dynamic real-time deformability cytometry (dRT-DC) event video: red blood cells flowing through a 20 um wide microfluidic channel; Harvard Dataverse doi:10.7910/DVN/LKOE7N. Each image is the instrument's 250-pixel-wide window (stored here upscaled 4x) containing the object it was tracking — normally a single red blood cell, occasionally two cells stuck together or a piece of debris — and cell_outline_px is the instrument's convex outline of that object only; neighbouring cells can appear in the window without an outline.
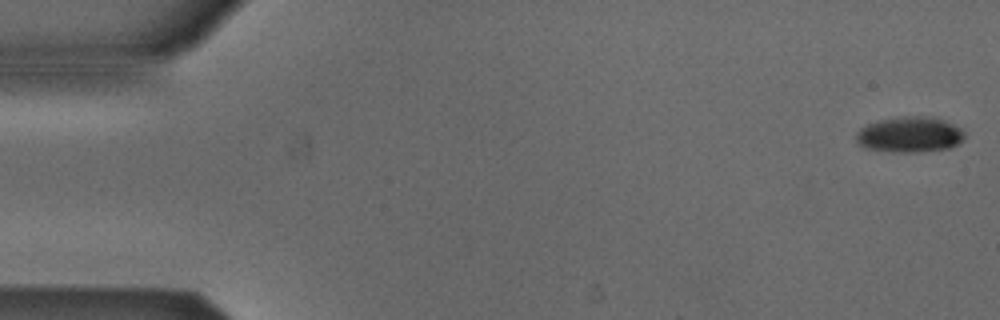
{"species": "Egyptian fruit bat (a non-hibernating species)", "species_latin": "Rousettus aegyptiacus", "temperature_condition": "cold", "stored_images_in_passage": 54, "segment_of_instrument_passage": [1, 2], "camera_frame_rate_fps": 3000, "um_per_image_px": 0.085, "animal": {"sex": "male"}, "frame": {"image": 1, "passage_image": 1, "time_ms": 0.0, "image_size_px": [1000, 320], "cell_outline_px": [[964, 140], [948, 148], [916, 152], [896, 152], [868, 148], [860, 144], [856, 140], [856, 132], [860, 128], [868, 124], [880, 120], [904, 116], [928, 116], [944, 120], [960, 128], [964, 132]], "centroid_in_image_um": [77.33, 11.43], "position_along_channel_um": 7.7, "area_um2": 22.25}}
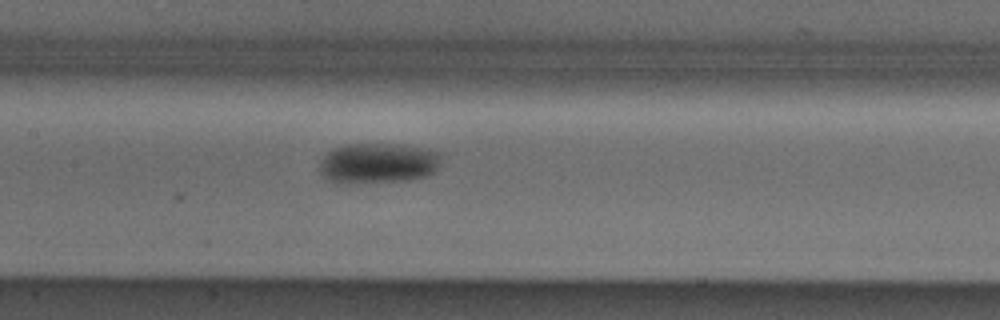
{"frame": {"image": 2, "passage_image": 25, "time_ms": 8.0, "image_size_px": [1000, 320], "cell_outline_px": [[440, 160], [436, 168], [428, 176], [408, 180], [340, 184], [328, 180], [320, 172], [320, 160], [332, 148], [344, 144], [404, 144], [428, 148], [440, 152]], "centroid_in_image_um": [32.12, 13.86], "position_along_channel_um": 175.3, "area_um2": 29.02}}
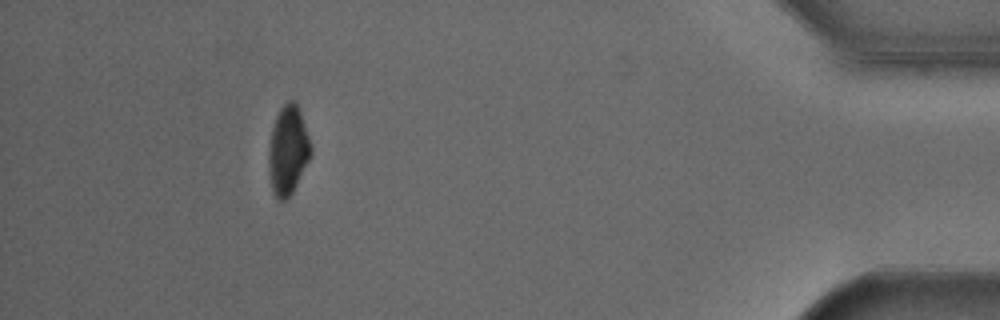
{"frame": {"image": 3, "passage_image": 48, "time_ms": 15.667, "image_size_px": [1000, 320], "cell_outline_px": [[312, 156], [292, 192], [284, 200], [276, 200], [272, 192], [268, 172], [268, 148], [272, 128], [276, 116], [280, 108], [288, 100], [296, 100], [312, 148]], "centroid_in_image_um": [24.46, 12.79], "position_along_channel_um": 410.7, "area_um2": 22.08}}